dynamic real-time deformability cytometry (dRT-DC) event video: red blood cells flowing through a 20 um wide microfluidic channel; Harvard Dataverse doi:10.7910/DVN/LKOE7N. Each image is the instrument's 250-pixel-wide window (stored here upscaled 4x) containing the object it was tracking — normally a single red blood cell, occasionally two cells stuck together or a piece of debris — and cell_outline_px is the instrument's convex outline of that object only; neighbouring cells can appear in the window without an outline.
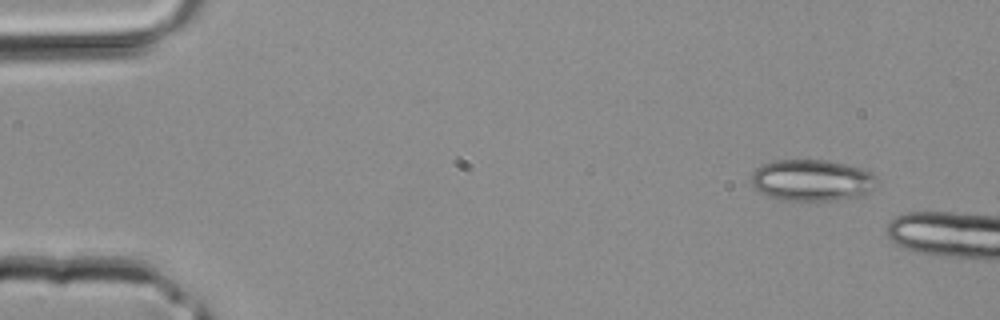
{"species": "common noctule bat (a hibernating species)", "species_latin": "Nyctalus noctula", "temperature_condition": "room temperature", "stored_images_in_passage": 2, "camera_frame_rate_fps": 3000, "um_per_image_px": 0.085, "animal": {"sex": "male", "body_mass_g": 20.4}, "frame": {"image": 1, "passage_image": 1, "time_ms": 0.0, "image_size_px": [1000, 320], "cell_outline_px": [[880, 184], [876, 188], [864, 196], [836, 200], [788, 200], [768, 196], [760, 192], [752, 184], [752, 172], [756, 168], [764, 164], [776, 160], [828, 160], [860, 168], [872, 172], [880, 180]], "centroid_in_image_um": [69.11, 15.32], "position_along_channel_um": 15.9, "area_um2": 30.63}}